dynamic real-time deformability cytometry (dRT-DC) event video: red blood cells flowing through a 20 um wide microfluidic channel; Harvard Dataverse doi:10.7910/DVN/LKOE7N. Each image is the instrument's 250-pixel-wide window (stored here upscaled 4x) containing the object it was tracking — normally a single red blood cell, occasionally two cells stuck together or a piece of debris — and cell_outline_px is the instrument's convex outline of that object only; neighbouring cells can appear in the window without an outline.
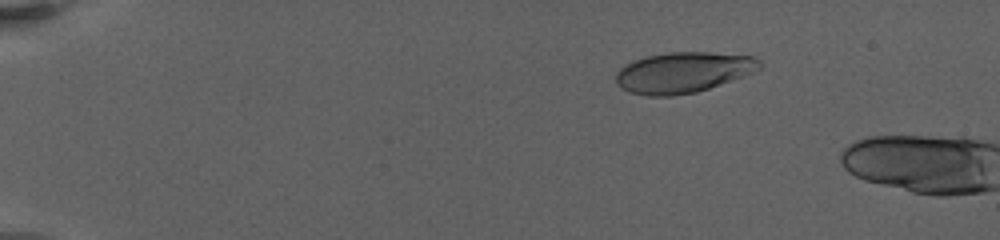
{"species": "human", "species_latin": "Homo sapiens", "temperature_condition": "warm", "stored_images_in_passage": 8, "camera_frame_rate_fps": 3000, "um_per_image_px": 0.085, "donor": {"sex": "female"}, "frame": {"image": 1, "passage_image": 6, "time_ms": 3.333, "image_size_px": [1000, 240], "cell_outline_px": [[764, 64], [760, 68], [744, 76], [696, 92], [672, 96], [648, 96], [628, 92], [620, 88], [616, 84], [616, 72], [620, 68], [632, 60], [648, 56], [668, 52], [708, 52], [752, 56], [760, 60]], "centroid_in_image_um": [58.04, 6.16], "position_along_channel_um": 27.0, "area_um2": 34.16}}